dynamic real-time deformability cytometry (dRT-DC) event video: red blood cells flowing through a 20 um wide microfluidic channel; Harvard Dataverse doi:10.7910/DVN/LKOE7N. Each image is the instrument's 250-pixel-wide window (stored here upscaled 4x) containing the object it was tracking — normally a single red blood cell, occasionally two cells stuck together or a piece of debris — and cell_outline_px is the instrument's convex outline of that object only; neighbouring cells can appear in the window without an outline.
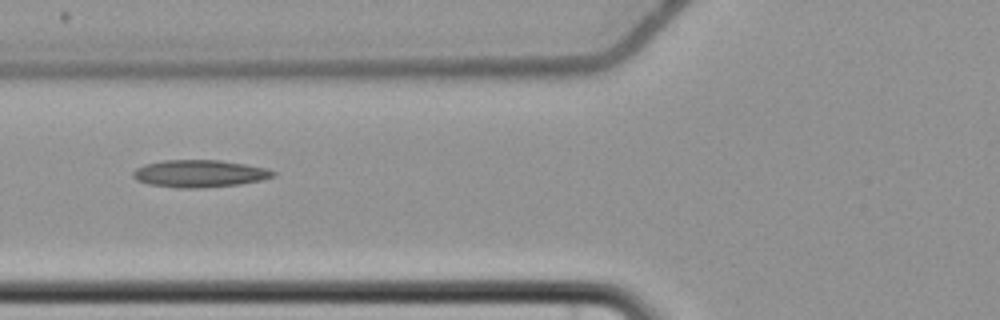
{"species": "common noctule bat (a hibernating species)", "species_latin": "Nyctalus noctula", "temperature_condition": "cold", "stored_images_in_passage": 9, "camera_frame_rate_fps": 3000, "um_per_image_px": 0.085, "animal": {"sex": "female", "body_mass_g": 22.7, "forearm_length_mm": 54.2}, "frame": {"image": 1, "passage_image": 7, "time_ms": 7.333, "image_size_px": [1000, 320], "cell_outline_px": [[276, 176], [260, 180], [240, 184], [204, 188], [176, 188], [148, 184], [136, 180], [132, 176], [132, 172], [136, 168], [144, 164], [164, 160], [220, 160], [268, 168], [276, 172]], "centroid_in_image_um": [16.95, 14.76], "position_along_channel_um": 108.9, "area_um2": 22.48}}
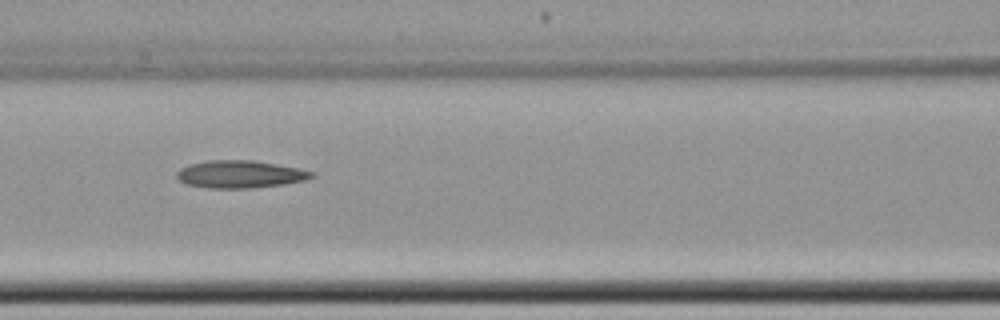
{"frame": {"image": 2, "passage_image": 8, "time_ms": 8.333, "image_size_px": [1000, 320], "cell_outline_px": [[316, 176], [304, 180], [284, 184], [256, 188], [208, 188], [188, 184], [180, 180], [176, 176], [176, 172], [180, 168], [188, 164], [208, 160], [252, 160], [300, 168], [316, 172]], "centroid_in_image_um": [20.43, 14.8], "position_along_channel_um": 146.2, "area_um2": 21.79}}
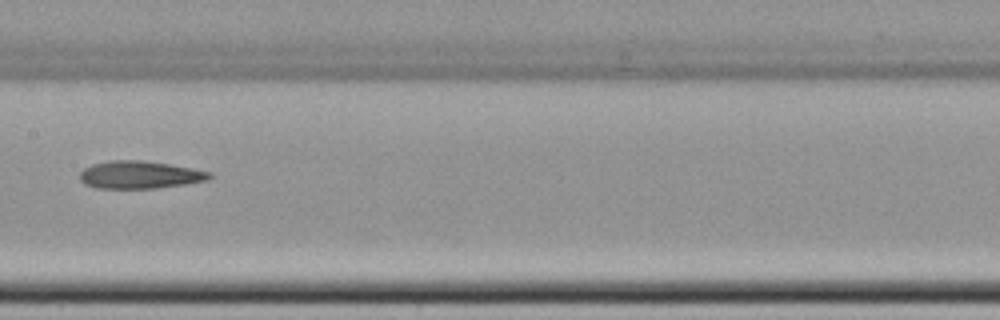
{"frame": {"image": 3, "passage_image": 9, "time_ms": 9.667, "image_size_px": [1000, 320], "cell_outline_px": [[212, 176], [208, 180], [184, 184], [156, 188], [96, 188], [84, 184], [80, 180], [80, 172], [84, 168], [92, 164], [108, 160], [144, 160], [192, 168], [212, 172]], "centroid_in_image_um": [11.86, 14.85], "position_along_channel_um": 195.5, "area_um2": 20.92}}